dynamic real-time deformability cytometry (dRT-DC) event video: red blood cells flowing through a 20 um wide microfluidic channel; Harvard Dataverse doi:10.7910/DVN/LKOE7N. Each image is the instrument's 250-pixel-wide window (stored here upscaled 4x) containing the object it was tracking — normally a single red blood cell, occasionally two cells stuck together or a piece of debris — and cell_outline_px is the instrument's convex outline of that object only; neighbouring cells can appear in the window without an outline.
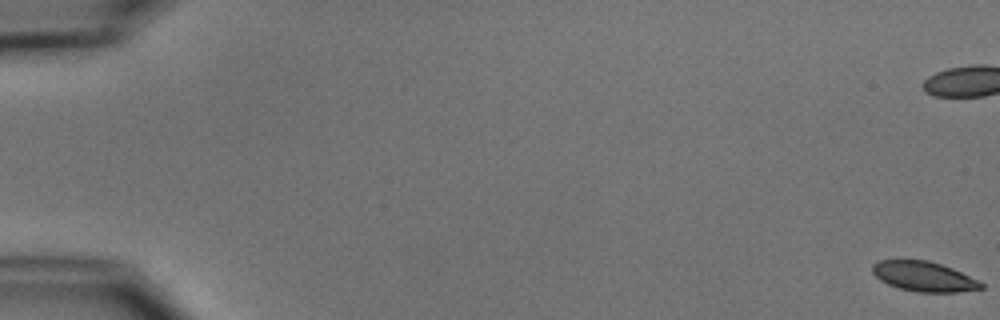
{"species": "common noctule bat (a hibernating species)", "species_latin": "Nyctalus noctula", "temperature_condition": "cold", "stored_images_in_passage": 7, "camera_frame_rate_fps": 3000, "um_per_image_px": 0.085, "animal": {"sex": "male", "body_mass_g": 15.6}, "frame": {"image": 1, "passage_image": 1, "time_ms": 0.0, "image_size_px": [1000, 320], "cell_outline_px": [[984, 288], [960, 292], [916, 292], [900, 288], [888, 284], [880, 280], [872, 272], [872, 264], [880, 260], [928, 260], [952, 268], [984, 284]], "centroid_in_image_um": [78.51, 23.5], "position_along_channel_um": 6.5, "area_um2": 18.79}}
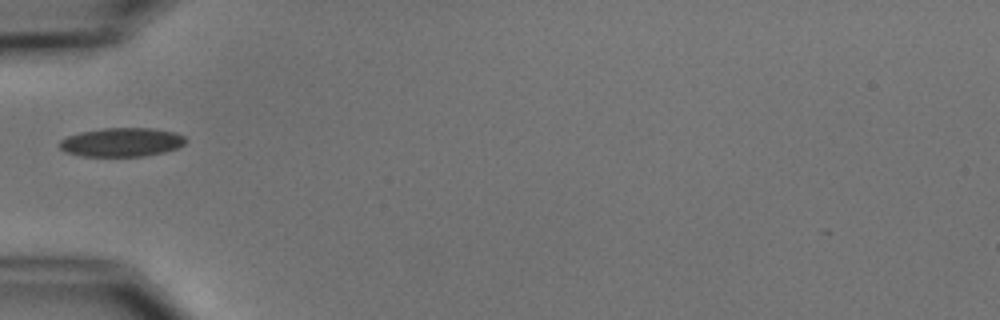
{"frame": {"image": 2, "passage_image": 6, "time_ms": 7.0, "image_size_px": [1000, 320], "cell_outline_px": [[188, 140], [184, 144], [176, 148], [164, 152], [144, 156], [84, 156], [64, 152], [60, 148], [60, 140], [68, 136], [80, 132], [104, 128], [152, 128], [176, 132], [184, 136]], "centroid_in_image_um": [10.36, 12.08], "position_along_channel_um": 74.6, "area_um2": 21.21}}